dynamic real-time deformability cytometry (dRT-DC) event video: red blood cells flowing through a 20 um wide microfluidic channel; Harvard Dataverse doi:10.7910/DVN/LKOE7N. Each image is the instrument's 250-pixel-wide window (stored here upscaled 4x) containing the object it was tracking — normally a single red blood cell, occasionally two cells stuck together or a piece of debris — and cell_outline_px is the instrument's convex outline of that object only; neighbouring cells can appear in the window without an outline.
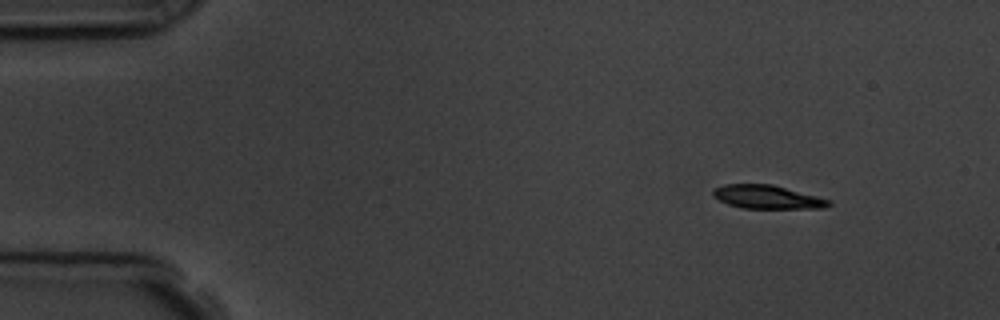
{"species": "common noctule bat (a hibernating species)", "species_latin": "Nyctalus noctula", "temperature_condition": "room temperature", "stored_images_in_passage": 5, "camera_frame_rate_fps": 3000, "um_per_image_px": 0.085, "animal": {"sex": "male", "body_mass_g": 19.5, "forearm_length_mm": 54.6}, "frame": {"image": 1, "passage_image": 2, "time_ms": 1.333, "image_size_px": [1000, 320], "cell_outline_px": [[832, 204], [824, 208], [740, 208], [728, 204], [712, 196], [712, 192], [716, 188], [724, 184], [772, 184], [832, 200]], "centroid_in_image_um": [65.23, 16.74], "position_along_channel_um": 19.8, "area_um2": 15.84}}
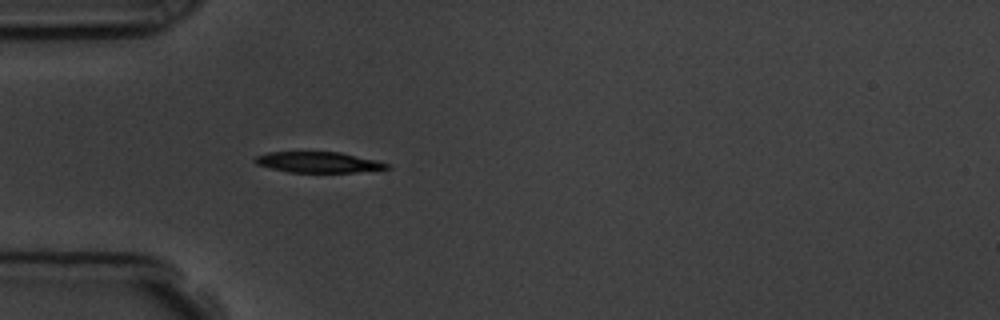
{"frame": {"image": 2, "passage_image": 5, "time_ms": 4.667, "image_size_px": [1000, 320], "cell_outline_px": [[392, 168], [356, 172], [288, 172], [256, 164], [252, 160], [256, 156], [268, 152], [340, 152], [376, 160], [392, 164]], "centroid_in_image_um": [27.09, 13.79], "position_along_channel_um": 57.9, "area_um2": 15.95}}